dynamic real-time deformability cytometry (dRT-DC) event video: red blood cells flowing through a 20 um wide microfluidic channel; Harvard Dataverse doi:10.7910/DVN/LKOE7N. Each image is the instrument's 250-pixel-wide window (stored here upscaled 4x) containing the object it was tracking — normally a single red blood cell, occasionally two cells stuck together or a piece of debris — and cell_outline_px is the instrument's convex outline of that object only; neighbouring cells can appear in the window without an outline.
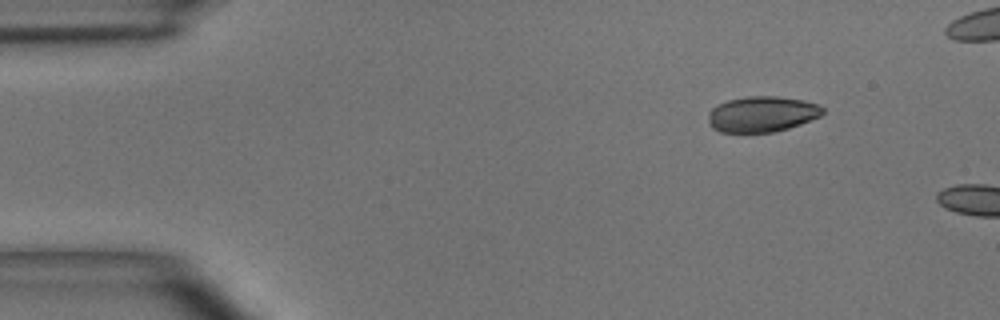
{"species": "common noctule bat (a hibernating species)", "species_latin": "Nyctalus noctula", "temperature_condition": "room temperature", "stored_images_in_passage": 4, "camera_frame_rate_fps": 3000, "um_per_image_px": 0.085, "animal": {"sex": "male", "body_mass_g": 15.6}, "frame": {"image": 1, "passage_image": 1, "time_ms": 0.0, "image_size_px": [1000, 320], "cell_outline_px": [[824, 112], [820, 116], [800, 124], [788, 128], [772, 132], [720, 132], [712, 128], [708, 120], [708, 112], [716, 104], [728, 100], [748, 96], [776, 96], [804, 100], [820, 104], [824, 108]], "centroid_in_image_um": [64.76, 9.69], "position_along_channel_um": 20.2, "area_um2": 23.93}}